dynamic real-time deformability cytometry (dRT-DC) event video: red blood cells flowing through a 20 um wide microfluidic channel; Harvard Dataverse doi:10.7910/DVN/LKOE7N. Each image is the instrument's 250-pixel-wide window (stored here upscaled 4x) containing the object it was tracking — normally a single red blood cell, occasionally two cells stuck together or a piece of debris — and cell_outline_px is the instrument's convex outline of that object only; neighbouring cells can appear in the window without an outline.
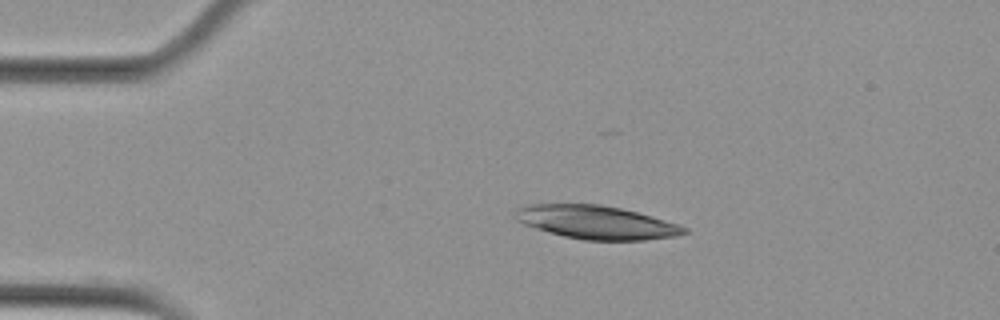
{"species": "Egyptian fruit bat (a non-hibernating species)", "species_latin": "Rousettus aegyptiacus", "temperature_condition": "cold", "stored_images_in_passage": 3, "camera_frame_rate_fps": 3000, "um_per_image_px": 0.085, "animal": {"sex": "female"}, "frame": {"image": 1, "passage_image": 2, "time_ms": 0.333, "image_size_px": [1000, 320], "cell_outline_px": [[688, 232], [676, 236], [644, 240], [584, 240], [564, 236], [548, 232], [524, 224], [516, 220], [512, 216], [516, 208], [524, 204], [600, 204], [620, 208], [652, 216], [688, 228]], "centroid_in_image_um": [50.63, 18.89], "position_along_channel_um": 34.4, "area_um2": 32.89}}